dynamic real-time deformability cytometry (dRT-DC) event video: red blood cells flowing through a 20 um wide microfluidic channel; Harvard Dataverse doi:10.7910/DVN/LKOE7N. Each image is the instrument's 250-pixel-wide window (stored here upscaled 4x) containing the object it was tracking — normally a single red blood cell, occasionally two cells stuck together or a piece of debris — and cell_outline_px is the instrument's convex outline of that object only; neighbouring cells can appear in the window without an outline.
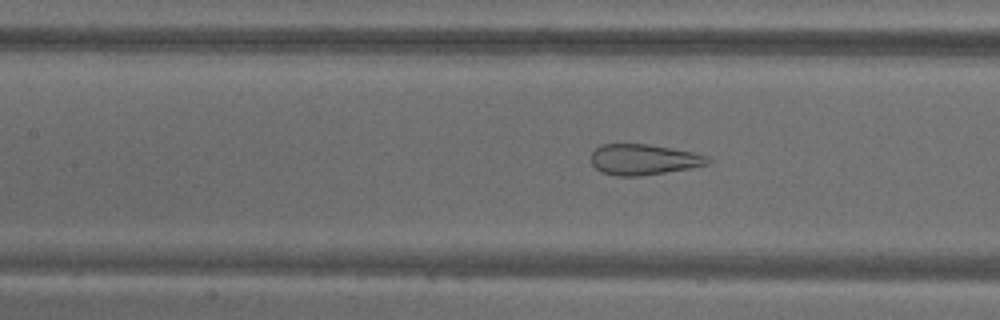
{"species": "common noctule bat (a hibernating species)", "species_latin": "Nyctalus noctula", "temperature_condition": "warm", "stored_images_in_passage": 71, "camera_frame_rate_fps": 3000, "um_per_image_px": 0.085, "animal": {"sex": "male", "body_mass_g": 18.8}, "frame": {"image": 1, "passage_image": 32, "time_ms": 10.333, "image_size_px": [1000, 320], "cell_outline_px": [[712, 160], [708, 164], [688, 168], [640, 176], [616, 176], [600, 172], [592, 164], [592, 152], [600, 144], [648, 144], [672, 148], [692, 152], [708, 156]], "centroid_in_image_um": [54.69, 13.55], "position_along_channel_um": 152.7, "area_um2": 20.81}}
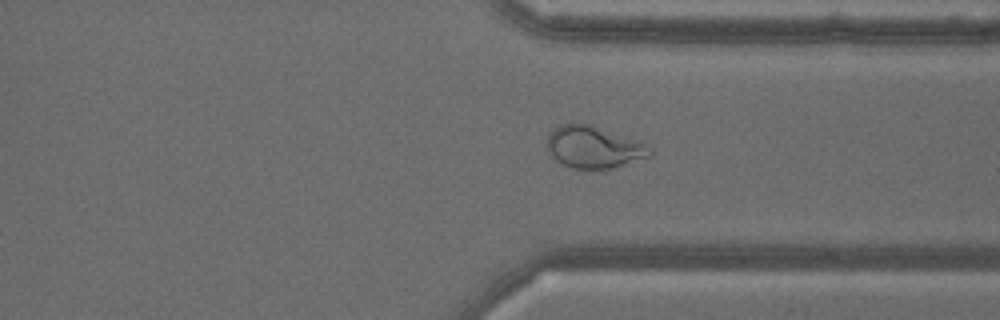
{"frame": {"image": 2, "passage_image": 54, "time_ms": 17.667, "image_size_px": [1000, 320], "cell_outline_px": [[652, 156], [612, 168], [572, 168], [556, 160], [548, 152], [548, 136], [560, 124], [568, 120], [592, 124], [644, 144], [652, 148]], "centroid_in_image_um": [50.44, 12.47], "position_along_channel_um": 361.0, "area_um2": 25.09}}
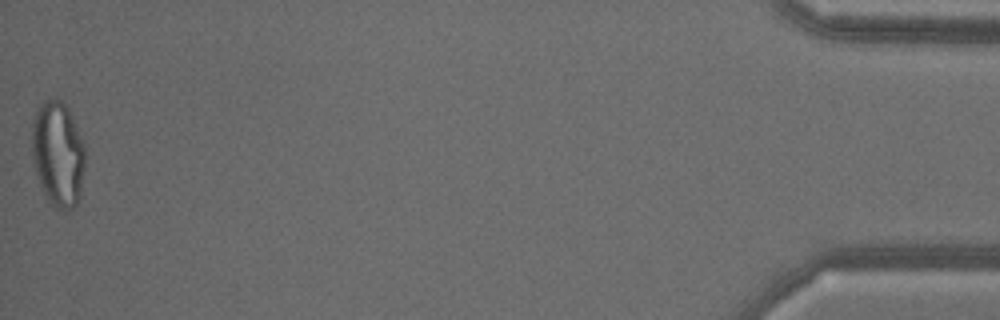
{"frame": {"image": 3, "passage_image": 71, "time_ms": 23.333, "image_size_px": [1000, 320], "cell_outline_px": [[84, 168], [80, 196], [76, 208], [68, 212], [56, 208], [48, 200], [40, 188], [36, 176], [32, 152], [32, 120], [36, 108], [44, 100], [56, 96], [68, 108], [72, 116], [84, 144]], "centroid_in_image_um": [4.91, 13.1], "position_along_channel_um": 430.3, "area_um2": 33.29}}